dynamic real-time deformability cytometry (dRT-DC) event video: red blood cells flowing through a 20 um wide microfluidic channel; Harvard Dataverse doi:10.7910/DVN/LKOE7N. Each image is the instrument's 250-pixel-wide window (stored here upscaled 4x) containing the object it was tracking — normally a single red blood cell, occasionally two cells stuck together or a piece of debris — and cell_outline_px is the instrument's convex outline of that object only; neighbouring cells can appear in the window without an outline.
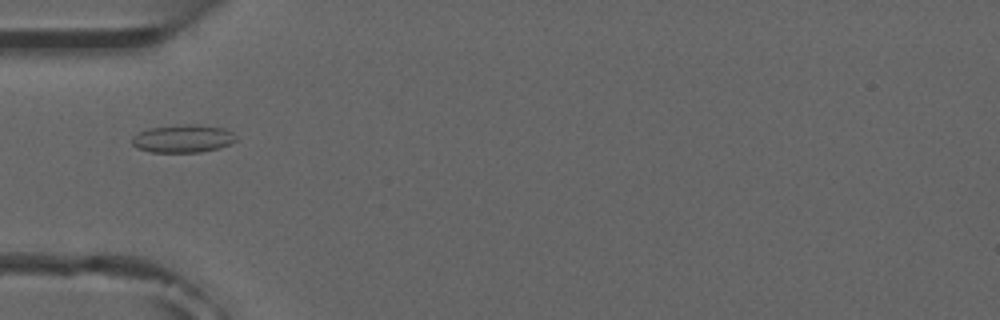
{"species": "common noctule bat (a hibernating species)", "species_latin": "Nyctalus noctula", "temperature_condition": "room temperature", "stored_images_in_passage": 7, "camera_frame_rate_fps": 3000, "um_per_image_px": 0.085, "animal": {"sex": "male", "forearm_length_mm": 52.5}, "frame": {"image": 1, "passage_image": 4, "time_ms": 4.333, "image_size_px": [1000, 320], "cell_outline_px": [[236, 140], [220, 148], [200, 152], [152, 152], [136, 148], [132, 144], [132, 136], [148, 128], [184, 124], [196, 124], [224, 128], [232, 132], [236, 136]], "centroid_in_image_um": [15.54, 11.78], "position_along_channel_um": 69.5, "area_um2": 16.94}}
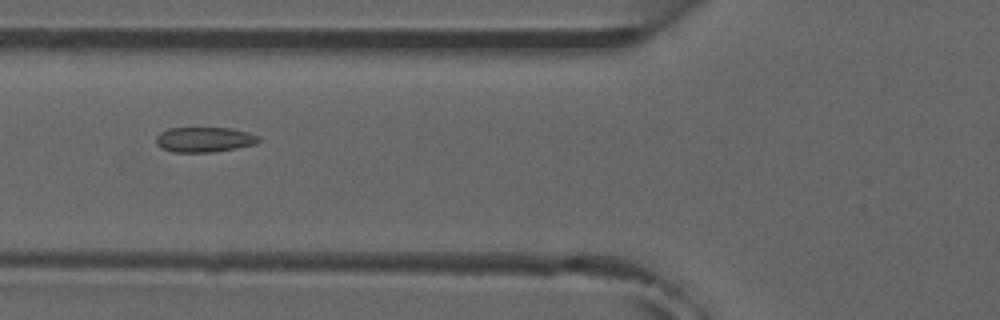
{"frame": {"image": 2, "passage_image": 5, "time_ms": 5.333, "image_size_px": [1000, 320], "cell_outline_px": [[260, 140], [256, 144], [236, 148], [212, 152], [172, 152], [160, 148], [156, 144], [156, 136], [160, 132], [168, 128], [228, 128], [248, 132], [260, 136]], "centroid_in_image_um": [17.35, 11.86], "position_along_channel_um": 108.5, "area_um2": 15.09}}
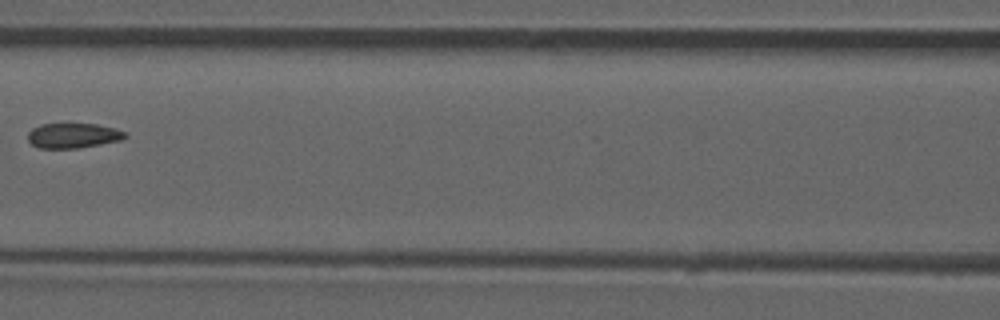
{"frame": {"image": 3, "passage_image": 6, "time_ms": 6.667, "image_size_px": [1000, 320], "cell_outline_px": [[128, 136], [120, 140], [80, 148], [40, 148], [32, 144], [28, 140], [28, 132], [32, 128], [40, 124], [96, 124], [116, 128], [128, 132]], "centroid_in_image_um": [6.24, 11.52], "position_along_channel_um": 160.4, "area_um2": 14.22}}